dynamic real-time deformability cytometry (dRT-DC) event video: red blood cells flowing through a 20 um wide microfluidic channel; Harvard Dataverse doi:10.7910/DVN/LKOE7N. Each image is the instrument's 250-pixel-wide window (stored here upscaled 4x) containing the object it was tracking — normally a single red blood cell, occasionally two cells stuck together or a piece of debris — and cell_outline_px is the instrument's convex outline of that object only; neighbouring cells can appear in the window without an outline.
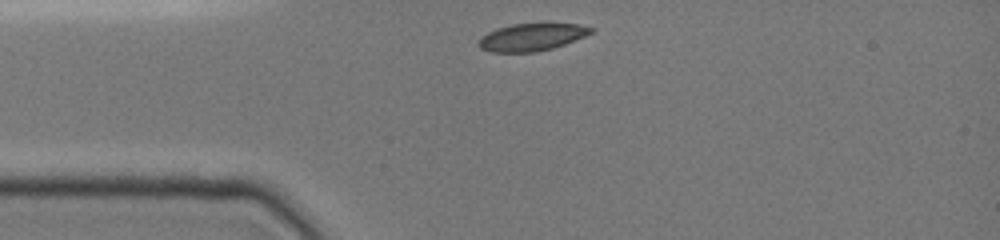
{"species": "common noctule bat (a hibernating species)", "species_latin": "Nyctalus noctula", "temperature_condition": "cold", "stored_images_in_passage": 30, "camera_frame_rate_fps": 3000, "um_per_image_px": 0.085, "animal": {"sex": "female", "body_mass_g": 19.0, "forearm_length_mm": 51.5}, "frame": {"image": 1, "passage_image": 1, "time_ms": 0.0, "image_size_px": [1000, 240], "cell_outline_px": [[596, 32], [564, 44], [552, 48], [536, 52], [492, 52], [480, 48], [476, 44], [476, 40], [488, 32], [496, 28], [512, 24], [580, 24], [596, 28]], "centroid_in_image_um": [45.2, 3.15], "position_along_channel_um": 39.8, "area_um2": 18.09}}
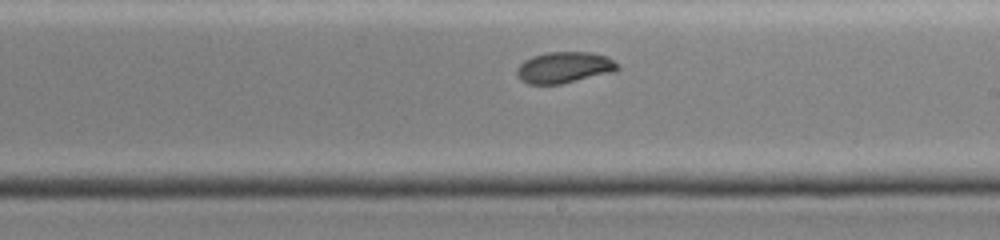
{"frame": {"image": 2, "passage_image": 17, "time_ms": 5.667, "image_size_px": [1000, 240], "cell_outline_px": [[620, 68], [616, 72], [560, 84], [528, 84], [520, 80], [516, 76], [516, 68], [524, 60], [532, 56], [548, 52], [588, 52], [608, 56], [620, 64]], "centroid_in_image_um": [47.98, 5.74], "position_along_channel_um": 241.0, "area_um2": 18.67}}
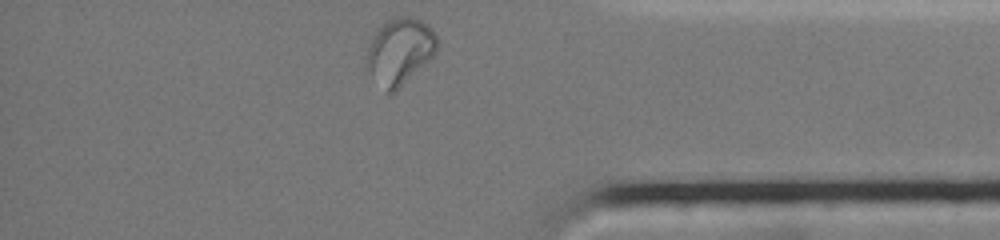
{"frame": {"image": 3, "passage_image": 30, "time_ms": 10.0, "image_size_px": [1000, 240], "cell_outline_px": [[440, 44], [436, 52], [428, 60], [392, 92], [384, 92], [364, 68], [364, 64], [368, 48], [372, 36], [384, 20], [392, 16], [412, 16], [420, 20], [432, 28]], "centroid_in_image_um": [33.93, 4.3], "position_along_channel_um": 401.3, "area_um2": 27.46}, "authors_computed_cell_mechanics": {"area_um2": 18.6983, "velocity_mm_per_s": 3.8788, "shape_relaxation_time_tau1_ms": null, "shape_relaxation_time_tau2_ms": 1.8404, "deformation_change_tau1": null, "deformation_change_tau2": 0.0338}}